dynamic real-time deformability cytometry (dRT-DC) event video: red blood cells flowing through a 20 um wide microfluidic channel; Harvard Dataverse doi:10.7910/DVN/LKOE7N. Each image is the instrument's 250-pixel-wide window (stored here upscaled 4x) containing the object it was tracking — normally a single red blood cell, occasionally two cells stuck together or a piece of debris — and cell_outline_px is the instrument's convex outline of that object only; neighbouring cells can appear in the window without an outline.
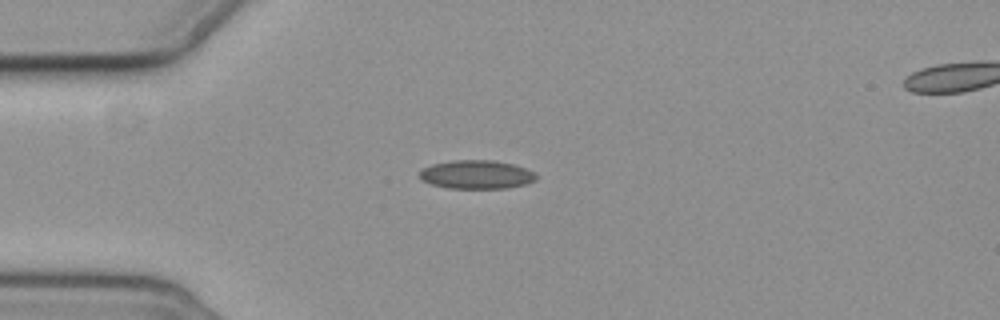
{"species": "common noctule bat (a hibernating species)", "species_latin": "Nyctalus noctula", "temperature_condition": "cold", "stored_images_in_passage": 4, "camera_frame_rate_fps": 3000, "um_per_image_px": 0.085, "animal": {"sex": "female", "body_mass_g": 19.3, "forearm_length_mm": 54.1}, "frame": {"image": 1, "passage_image": 1, "time_ms": 0.0, "image_size_px": [1000, 320], "cell_outline_px": [[536, 180], [528, 184], [508, 188], [448, 188], [432, 184], [420, 180], [420, 172], [424, 168], [432, 164], [452, 160], [492, 160], [512, 164], [536, 172]], "centroid_in_image_um": [40.53, 14.84], "position_along_channel_um": 44.5, "area_um2": 19.48}}
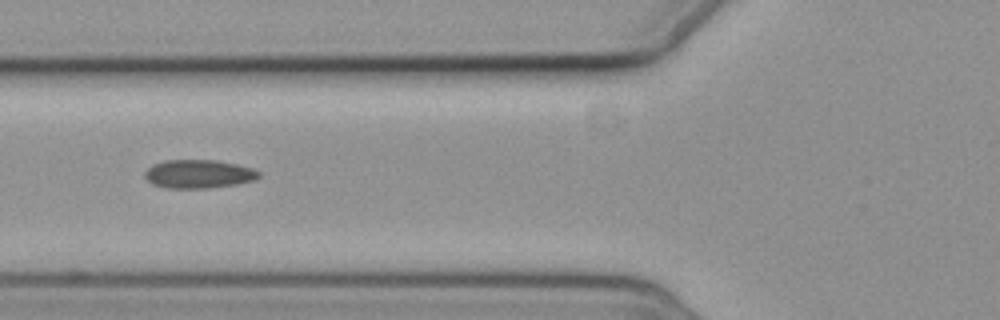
{"frame": {"image": 2, "passage_image": 3, "time_ms": 2.333, "image_size_px": [1000, 320], "cell_outline_px": [[260, 176], [252, 180], [236, 184], [208, 188], [164, 188], [152, 184], [144, 176], [144, 172], [152, 164], [164, 160], [216, 160], [236, 164], [252, 168], [260, 172]], "centroid_in_image_um": [16.84, 14.78], "position_along_channel_um": 109.0, "area_um2": 18.96}}
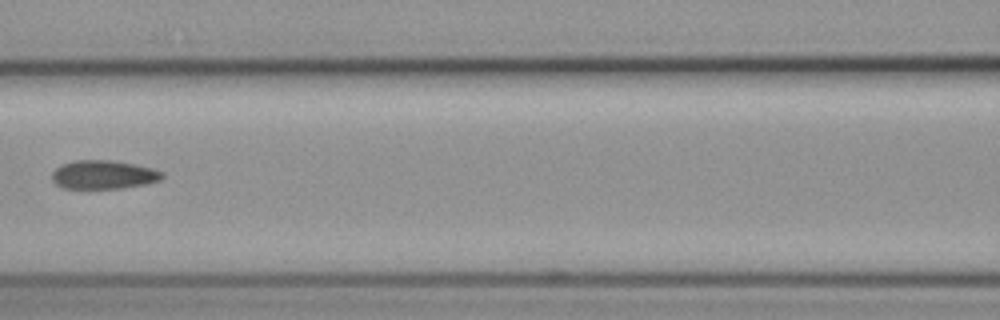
{"frame": {"image": 3, "passage_image": 4, "time_ms": 3.667, "image_size_px": [1000, 320], "cell_outline_px": [[164, 176], [160, 180], [148, 184], [124, 188], [64, 188], [56, 184], [52, 180], [52, 172], [56, 168], [64, 164], [76, 160], [112, 160], [152, 168], [164, 172]], "centroid_in_image_um": [8.83, 14.85], "position_along_channel_um": 157.8, "area_um2": 18.38}}